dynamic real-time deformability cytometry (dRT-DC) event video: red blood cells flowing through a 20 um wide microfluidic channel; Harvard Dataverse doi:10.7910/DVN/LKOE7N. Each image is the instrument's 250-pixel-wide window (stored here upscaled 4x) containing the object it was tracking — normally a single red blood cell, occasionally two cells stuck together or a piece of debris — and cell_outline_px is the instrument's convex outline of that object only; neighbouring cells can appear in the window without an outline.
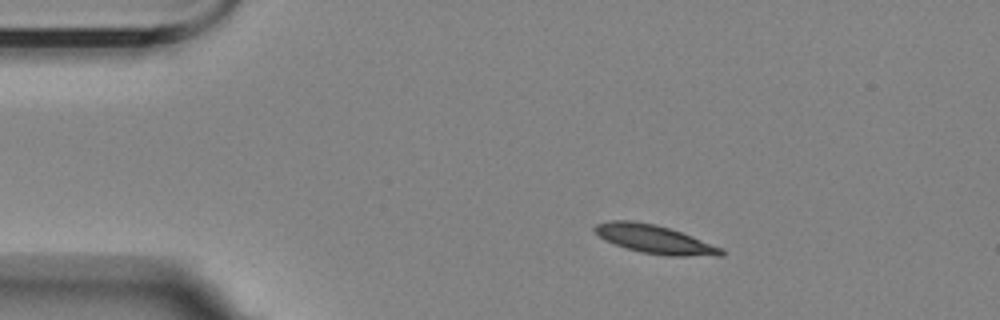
{"species": "Egyptian fruit bat (a non-hibernating species)", "species_latin": "Rousettus aegyptiacus", "temperature_condition": "room temperature", "stored_images_in_passage": 4, "segment_of_instrument_passage": [1, 2], "camera_frame_rate_fps": 3000, "um_per_image_px": 0.085, "animal": {"sex": "female"}, "frame": {"image": 1, "passage_image": 2, "time_ms": 1.0, "image_size_px": [1000, 320], "cell_outline_px": [[724, 256], [664, 256], [640, 252], [604, 240], [592, 228], [596, 224], [608, 220], [632, 220], [656, 224], [680, 232], [724, 248]], "centroid_in_image_um": [55.65, 20.34], "position_along_channel_um": 29.3, "area_um2": 21.04}}